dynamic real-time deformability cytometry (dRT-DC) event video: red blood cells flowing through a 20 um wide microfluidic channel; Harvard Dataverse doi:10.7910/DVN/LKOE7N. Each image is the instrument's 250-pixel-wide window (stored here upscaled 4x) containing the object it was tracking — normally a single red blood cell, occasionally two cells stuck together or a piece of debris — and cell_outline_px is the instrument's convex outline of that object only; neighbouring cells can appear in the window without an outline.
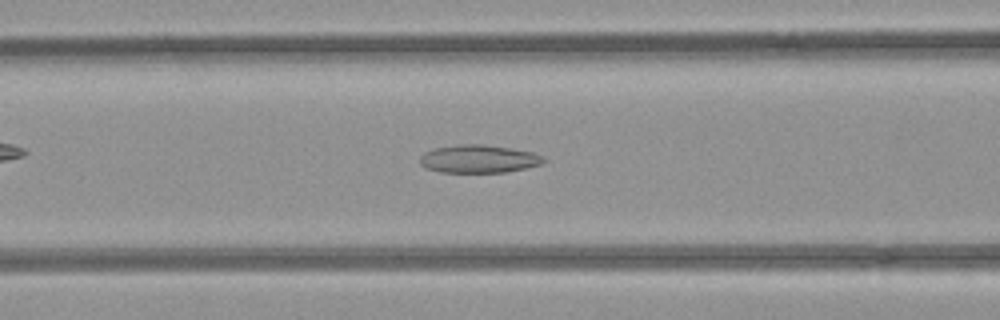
{"species": "common noctule bat (a hibernating species)", "species_latin": "Nyctalus noctula", "temperature_condition": "room temperature", "stored_images_in_passage": 32, "camera_frame_rate_fps": 3000, "um_per_image_px": 0.085, "animal": {"sex": "female", "body_mass_g": 21.9}, "frame": {"image": 1, "passage_image": 9, "time_ms": 2.667, "image_size_px": [1000, 320], "cell_outline_px": [[544, 164], [504, 172], [440, 172], [424, 168], [420, 164], [420, 156], [424, 152], [436, 148], [456, 144], [484, 144], [512, 148], [532, 152], [544, 156]], "centroid_in_image_um": [40.68, 13.5], "position_along_channel_um": 125.9, "area_um2": 20.29}}
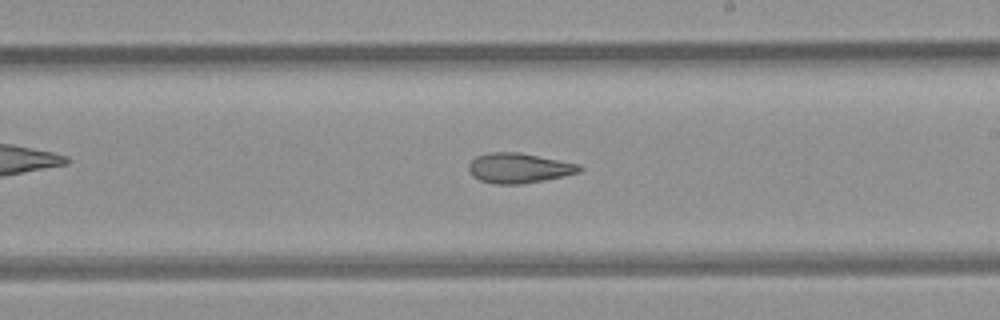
{"frame": {"image": 2, "passage_image": 18, "time_ms": 5.667, "image_size_px": [1000, 320], "cell_outline_px": [[584, 168], [580, 172], [564, 176], [524, 184], [492, 184], [480, 180], [472, 176], [468, 168], [468, 164], [476, 156], [488, 152], [520, 152], [580, 164]], "centroid_in_image_um": [44.11, 14.28], "position_along_channel_um": 244.9, "area_um2": 19.59}}
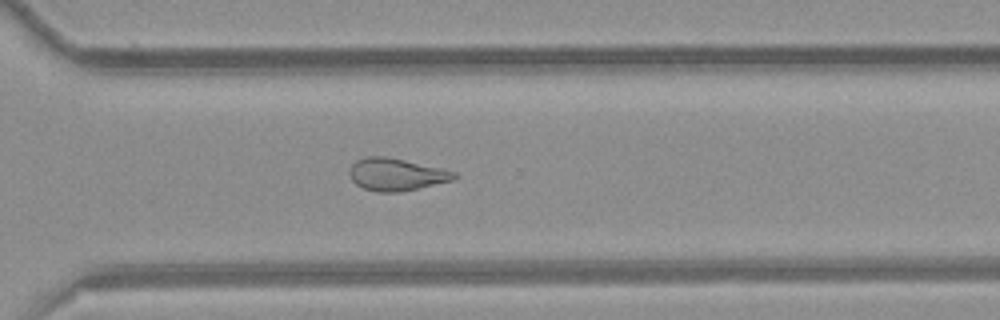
{"frame": {"image": 3, "passage_image": 25, "time_ms": 8.0, "image_size_px": [1000, 320], "cell_outline_px": [[460, 176], [452, 180], [400, 192], [376, 192], [364, 188], [356, 184], [352, 180], [348, 172], [348, 168], [356, 160], [368, 156], [388, 156], [456, 172]], "centroid_in_image_um": [33.64, 14.82], "position_along_channel_um": 337.0, "area_um2": 19.71}, "authors_computed_cell_mechanics": {"area_um2": 19.8543, "velocity_mm_per_s": 3.9681, "shape_relaxation_time_tau1_ms": null, "shape_relaxation_time_tau2_ms": 4.0803, "deformation_change_tau1": null, "deformation_change_tau2": 0.1271}}